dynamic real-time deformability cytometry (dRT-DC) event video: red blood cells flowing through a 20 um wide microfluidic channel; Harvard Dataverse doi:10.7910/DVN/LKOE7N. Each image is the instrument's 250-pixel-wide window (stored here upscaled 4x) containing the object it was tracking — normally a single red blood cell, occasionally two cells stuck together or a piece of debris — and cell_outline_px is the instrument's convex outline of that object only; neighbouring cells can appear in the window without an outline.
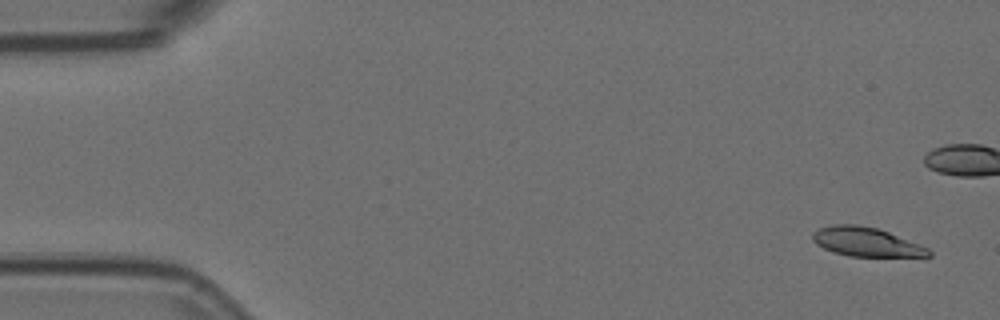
{"species": "Egyptian fruit bat (a non-hibernating species)", "species_latin": "Rousettus aegyptiacus", "temperature_condition": "room temperature", "stored_images_in_passage": 5, "camera_frame_rate_fps": 3000, "um_per_image_px": 0.085, "animal": {"sex": "female"}, "frame": {"image": 1, "passage_image": 1, "time_ms": 0.0, "image_size_px": [1000, 320], "cell_outline_px": [[932, 256], [848, 256], [832, 252], [816, 244], [812, 240], [812, 232], [820, 228], [832, 224], [856, 224], [876, 228], [888, 232], [928, 248], [932, 252]], "centroid_in_image_um": [73.57, 20.56], "position_along_channel_um": 11.4, "area_um2": 19.48}}
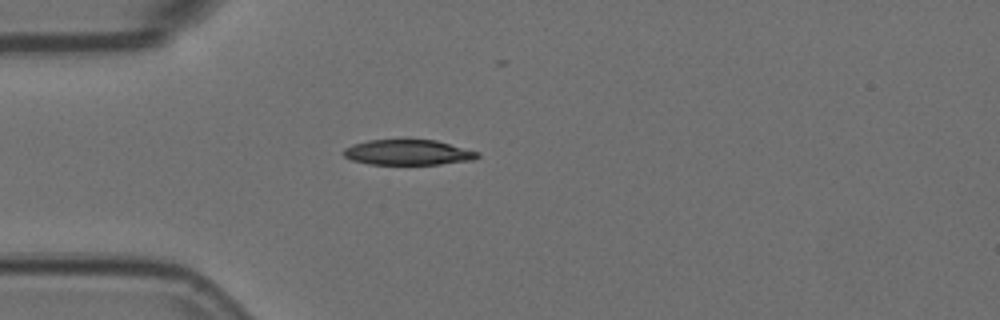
{"frame": {"image": 2, "passage_image": 5, "time_ms": 1.333, "image_size_px": [1000, 320], "cell_outline_px": [[480, 156], [472, 160], [440, 164], [368, 164], [352, 160], [344, 156], [340, 152], [344, 148], [352, 144], [368, 140], [436, 140], [480, 152]], "centroid_in_image_um": [34.66, 12.95], "position_along_channel_um": 50.3, "area_um2": 19.83}}